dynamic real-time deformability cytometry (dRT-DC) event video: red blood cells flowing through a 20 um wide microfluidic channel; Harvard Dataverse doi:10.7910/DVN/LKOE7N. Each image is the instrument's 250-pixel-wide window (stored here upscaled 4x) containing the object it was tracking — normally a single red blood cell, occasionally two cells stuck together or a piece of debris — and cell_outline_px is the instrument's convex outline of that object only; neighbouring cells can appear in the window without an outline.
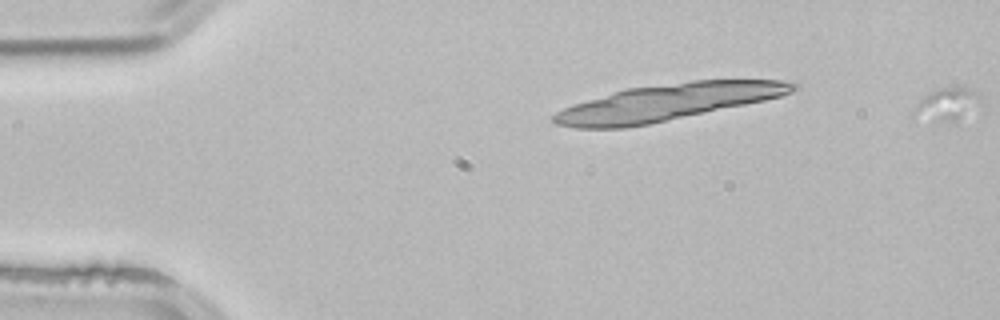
{"species": "common noctule bat (a hibernating species)", "species_latin": "Nyctalus noctula", "temperature_condition": "room temperature", "stored_images_in_passage": 11, "camera_frame_rate_fps": 3000, "um_per_image_px": 0.085, "animal": {"sex": "male", "body_mass_g": 21.5, "forearm_length_mm": 52.0}, "frame": {"image": 1, "passage_image": 1, "time_ms": 0.0, "image_size_px": [1000, 320], "cell_outline_px": [[980, 96], [956, 124], [912, 116], [912, 112], [916, 104], [924, 96], [940, 88], [964, 88], [976, 92]], "centroid_in_image_um": [80.38, 8.9], "position_along_channel_um": 4.6, "area_um2": 11.91}}